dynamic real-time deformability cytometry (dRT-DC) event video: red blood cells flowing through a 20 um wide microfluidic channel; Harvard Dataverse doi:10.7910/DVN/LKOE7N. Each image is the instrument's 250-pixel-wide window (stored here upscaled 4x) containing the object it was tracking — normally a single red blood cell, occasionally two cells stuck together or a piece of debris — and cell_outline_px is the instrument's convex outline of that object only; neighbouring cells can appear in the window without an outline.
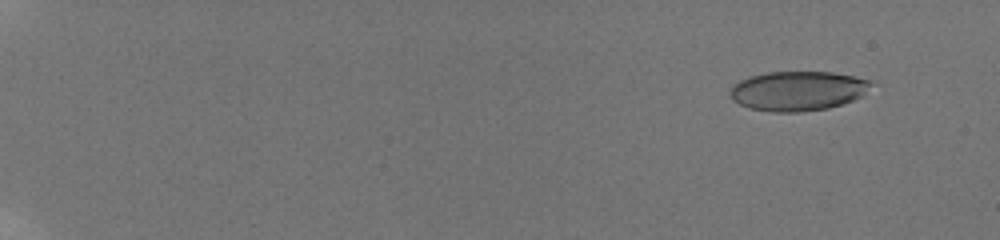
{"species": "human", "species_latin": "Homo sapiens", "temperature_condition": "room temperature", "stored_images_in_passage": 68, "camera_frame_rate_fps": 3000, "um_per_image_px": 0.085, "donor": {"sex": "male"}, "frame": {"image": 1, "passage_image": 7, "time_ms": 1.667, "image_size_px": [1000, 240], "cell_outline_px": [[872, 84], [860, 96], [852, 100], [828, 108], [800, 112], [772, 112], [748, 108], [732, 100], [732, 88], [740, 80], [752, 76], [768, 72], [832, 72], [872, 80]], "centroid_in_image_um": [67.81, 7.73], "position_along_channel_um": 17.2, "area_um2": 32.08}}
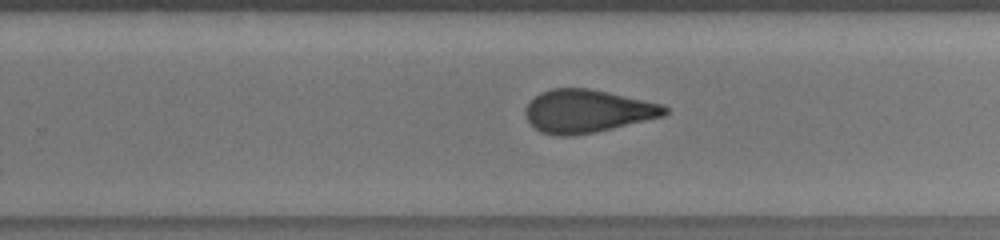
{"frame": {"image": 2, "passage_image": 51, "time_ms": 13.667, "image_size_px": [1000, 240], "cell_outline_px": [[668, 112], [664, 116], [596, 132], [572, 136], [556, 136], [540, 132], [528, 120], [524, 112], [528, 104], [540, 92], [552, 88], [588, 88], [608, 92], [660, 104], [668, 108]], "centroid_in_image_um": [49.9, 9.45], "position_along_channel_um": 279.9, "area_um2": 34.68}}
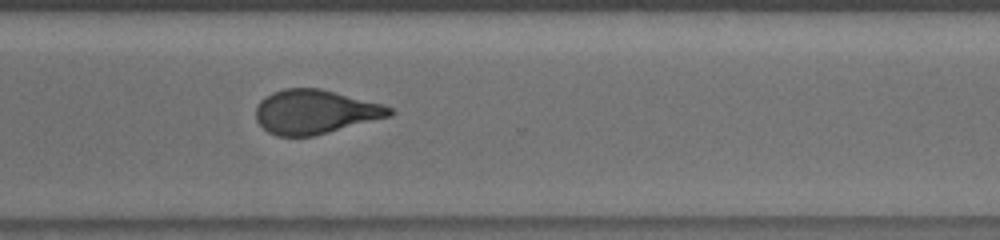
{"frame": {"image": 3, "passage_image": 57, "time_ms": 15.333, "image_size_px": [1000, 240], "cell_outline_px": [[396, 112], [392, 116], [312, 136], [276, 136], [268, 132], [256, 120], [256, 108], [260, 100], [264, 96], [272, 92], [284, 88], [320, 88], [384, 104], [392, 108]], "centroid_in_image_um": [26.79, 9.49], "position_along_channel_um": 343.8, "area_um2": 34.51}, "authors_computed_cell_mechanics": {"area_um2": 34.4488, "velocity_mm_per_s": 3.8332, "shape_relaxation_time_tau1_ms": 6.6096, "shape_relaxation_time_tau2_ms": 1.3519, "deformation_change_tau1": 0.197, "deformation_change_tau2": 0.0831}}